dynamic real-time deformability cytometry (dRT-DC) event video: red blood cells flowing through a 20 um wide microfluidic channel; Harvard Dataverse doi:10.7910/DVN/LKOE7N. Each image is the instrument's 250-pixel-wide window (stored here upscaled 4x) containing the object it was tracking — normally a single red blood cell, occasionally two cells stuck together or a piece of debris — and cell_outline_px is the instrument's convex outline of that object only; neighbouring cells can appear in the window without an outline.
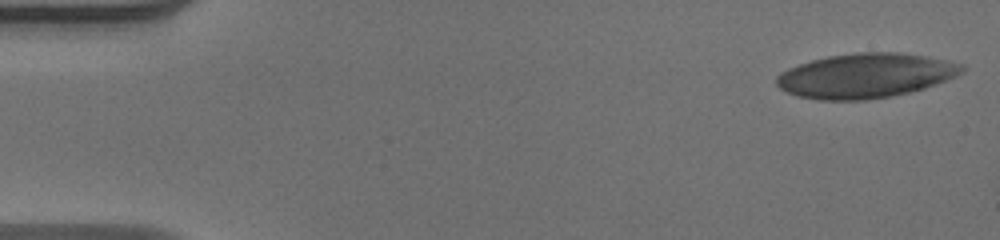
{"species": "human", "species_latin": "Homo sapiens", "temperature_condition": "warm", "stored_images_in_passage": 50, "camera_frame_rate_fps": 3000, "um_per_image_px": 0.085, "donor": {"sex": "male"}, "frame": {"image": 1, "passage_image": 1, "time_ms": 0.0, "image_size_px": [1000, 240], "cell_outline_px": [[964, 68], [956, 76], [924, 88], [892, 96], [864, 100], [820, 100], [796, 96], [780, 88], [776, 84], [776, 76], [788, 68], [812, 60], [828, 56], [860, 52], [896, 52], [924, 56], [960, 64]], "centroid_in_image_um": [73.51, 6.44], "position_along_channel_um": 11.5, "area_um2": 47.63}}
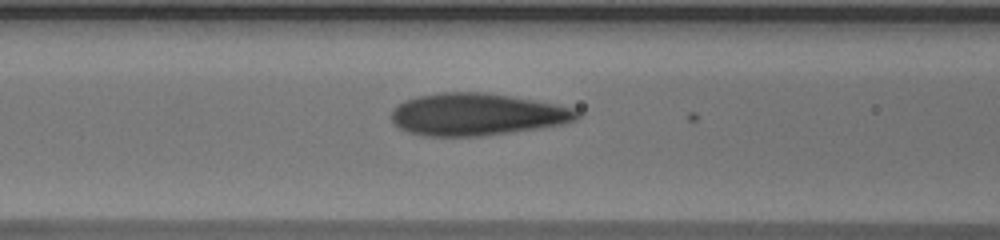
{"frame": {"image": 2, "passage_image": 20, "time_ms": 6.333, "image_size_px": [1000, 240], "cell_outline_px": [[580, 116], [576, 120], [564, 124], [540, 128], [484, 136], [424, 136], [408, 132], [400, 128], [392, 120], [392, 108], [404, 100], [420, 96], [440, 92], [484, 92], [532, 100], [576, 108], [580, 112]], "centroid_in_image_um": [40.54, 9.73], "position_along_channel_um": 126.1, "area_um2": 45.66}}
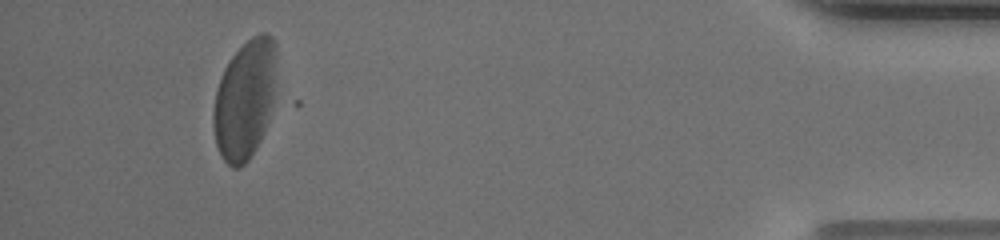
{"frame": {"image": 3, "passage_image": 47, "time_ms": 15.333, "image_size_px": [1000, 240], "cell_outline_px": [[276, 88], [272, 104], [260, 140], [256, 148], [248, 160], [240, 168], [232, 168], [224, 160], [216, 144], [212, 124], [212, 112], [216, 92], [224, 68], [232, 56], [252, 36], [260, 32], [264, 32], [272, 36], [276, 44]], "centroid_in_image_um": [20.82, 8.43], "position_along_channel_um": 414.4, "area_um2": 43.93}, "authors_computed_cell_mechanics": {"area_um2": 46.0666, "velocity_mm_per_s": 3.9135, "shape_relaxation_time_tau1_ms": 4.4053, "shape_relaxation_time_tau2_ms": 0.8796, "deformation_change_tau1": 0.1838, "deformation_change_tau2": 0.0826}}